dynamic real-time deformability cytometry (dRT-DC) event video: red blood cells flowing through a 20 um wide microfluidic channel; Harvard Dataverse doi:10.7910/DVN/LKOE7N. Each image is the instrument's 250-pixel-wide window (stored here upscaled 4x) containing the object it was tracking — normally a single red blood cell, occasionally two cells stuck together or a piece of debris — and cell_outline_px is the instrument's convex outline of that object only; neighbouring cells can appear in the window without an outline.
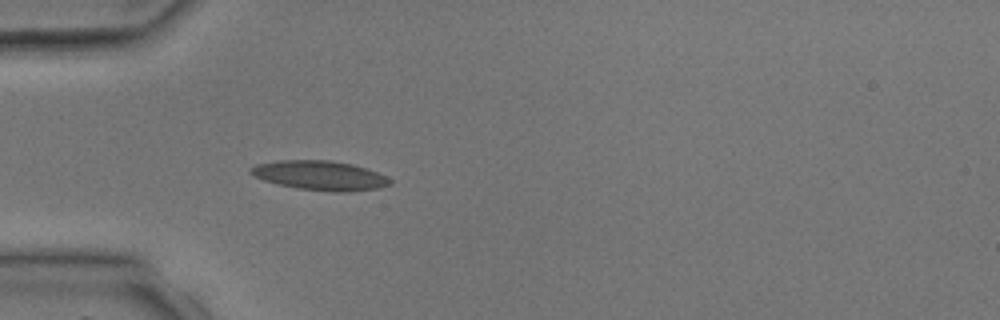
{"species": "common noctule bat (a hibernating species)", "species_latin": "Nyctalus noctula", "temperature_condition": "room temperature", "stored_images_in_passage": 4, "camera_frame_rate_fps": 3000, "um_per_image_px": 0.085, "animal": {"sex": "male", "body_mass_g": 17.9, "forearm_length_mm": 54.2}, "frame": {"image": 1, "passage_image": 4, "time_ms": 3.667, "image_size_px": [1000, 320], "cell_outline_px": [[392, 184], [380, 188], [348, 192], [332, 192], [300, 188], [280, 184], [264, 180], [252, 176], [248, 172], [248, 168], [256, 164], [280, 160], [328, 160], [352, 164], [376, 172], [392, 180]], "centroid_in_image_um": [27.18, 14.91], "position_along_channel_um": 57.8, "area_um2": 23.81}}